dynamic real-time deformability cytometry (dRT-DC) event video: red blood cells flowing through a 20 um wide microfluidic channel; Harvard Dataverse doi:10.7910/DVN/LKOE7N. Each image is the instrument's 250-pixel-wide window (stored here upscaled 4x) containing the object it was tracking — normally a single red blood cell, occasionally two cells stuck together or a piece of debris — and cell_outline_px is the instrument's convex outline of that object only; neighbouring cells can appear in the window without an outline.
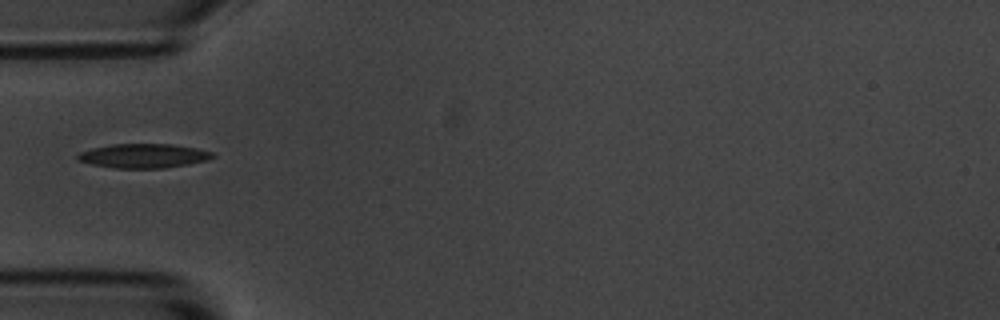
{"species": "common noctule bat (a hibernating species)", "species_latin": "Nyctalus noctula", "temperature_condition": "room temperature", "stored_images_in_passage": 8, "camera_frame_rate_fps": 3000, "um_per_image_px": 0.085, "animal": {"sex": "male", "body_mass_g": 20.1, "forearm_length_mm": 53.5}, "frame": {"image": 1, "passage_image": 5, "time_ms": 5.667, "image_size_px": [1000, 320], "cell_outline_px": [[216, 156], [208, 160], [188, 164], [164, 168], [116, 168], [92, 164], [76, 160], [76, 156], [80, 152], [92, 148], [112, 144], [172, 144], [196, 148], [212, 152]], "centroid_in_image_um": [12.2, 13.24], "position_along_channel_um": 72.8, "area_um2": 19.02}}
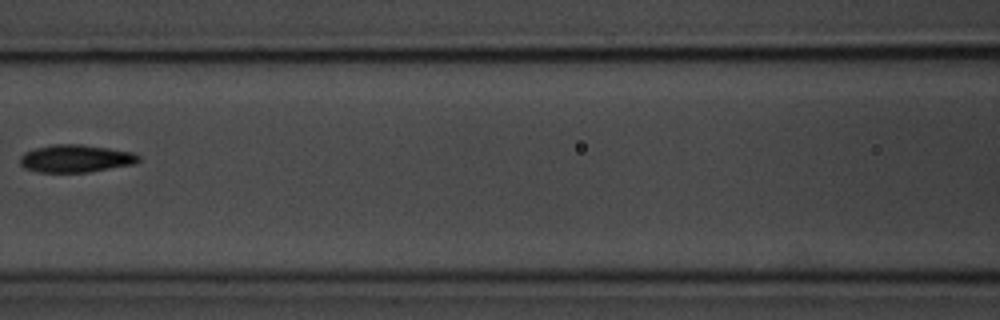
{"frame": {"image": 2, "passage_image": 7, "time_ms": 8.0, "image_size_px": [1000, 320], "cell_outline_px": [[140, 160], [132, 164], [88, 172], [36, 172], [24, 168], [20, 164], [20, 156], [24, 152], [32, 148], [52, 144], [84, 144], [132, 152], [140, 156]], "centroid_in_image_um": [6.37, 13.46], "position_along_channel_um": 160.2, "area_um2": 19.19}}
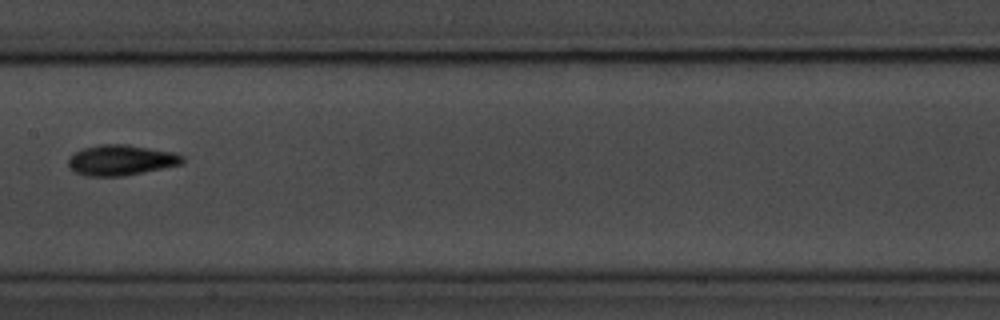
{"frame": {"image": 3, "passage_image": 8, "time_ms": 9.0, "image_size_px": [1000, 320], "cell_outline_px": [[184, 160], [180, 164], [124, 176], [88, 176], [76, 172], [68, 168], [68, 160], [72, 152], [80, 148], [100, 144], [128, 144], [172, 152], [184, 156]], "centroid_in_image_um": [10.21, 13.59], "position_along_channel_um": 197.2, "area_um2": 20.35}}